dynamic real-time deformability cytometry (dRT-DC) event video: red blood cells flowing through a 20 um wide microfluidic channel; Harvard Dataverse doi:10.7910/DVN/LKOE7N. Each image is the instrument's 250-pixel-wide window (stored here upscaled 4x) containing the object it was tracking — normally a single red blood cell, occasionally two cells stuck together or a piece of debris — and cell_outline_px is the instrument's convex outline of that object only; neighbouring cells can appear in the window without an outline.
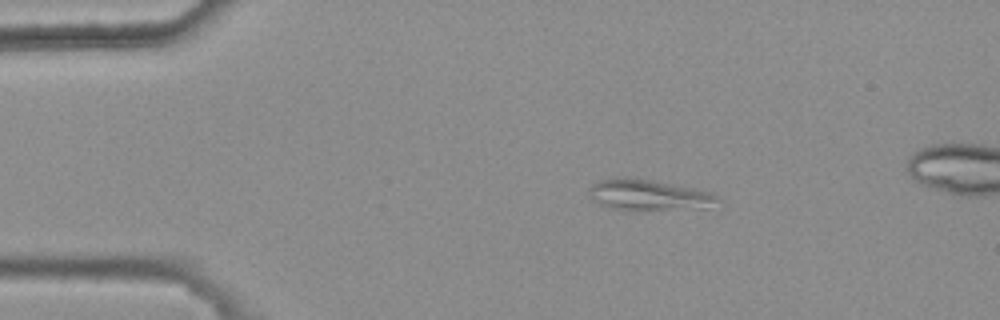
{"species": "common noctule bat (a hibernating species)", "species_latin": "Nyctalus noctula", "temperature_condition": "warm", "stored_images_in_passage": 4, "camera_frame_rate_fps": 3000, "um_per_image_px": 0.085, "animal": {"sex": "female", "body_mass_g": 25.1}, "frame": {"image": 1, "passage_image": 1, "time_ms": 0.0, "image_size_px": [1000, 320], "cell_outline_px": [[724, 204], [708, 208], [640, 212], [624, 212], [600, 204], [588, 196], [588, 188], [592, 184], [600, 180], [624, 176], [652, 180], [712, 192], [724, 200]], "centroid_in_image_um": [55.21, 16.63], "position_along_channel_um": 29.8, "area_um2": 24.51}}
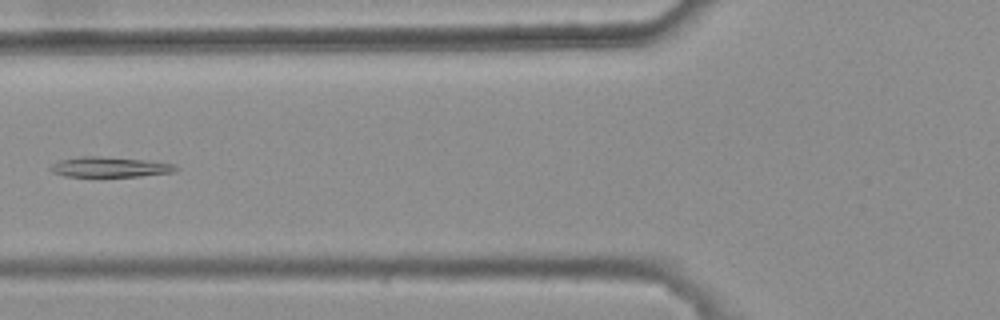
{"frame": {"image": 2, "passage_image": 4, "time_ms": 1.0, "image_size_px": [1000, 320], "cell_outline_px": [[180, 168], [176, 172], [140, 176], [64, 176], [52, 172], [48, 168], [52, 164], [60, 160], [80, 156], [100, 156], [144, 160], [172, 164]], "centroid_in_image_um": [9.32, 14.19], "position_along_channel_um": 116.5, "area_um2": 14.68}}